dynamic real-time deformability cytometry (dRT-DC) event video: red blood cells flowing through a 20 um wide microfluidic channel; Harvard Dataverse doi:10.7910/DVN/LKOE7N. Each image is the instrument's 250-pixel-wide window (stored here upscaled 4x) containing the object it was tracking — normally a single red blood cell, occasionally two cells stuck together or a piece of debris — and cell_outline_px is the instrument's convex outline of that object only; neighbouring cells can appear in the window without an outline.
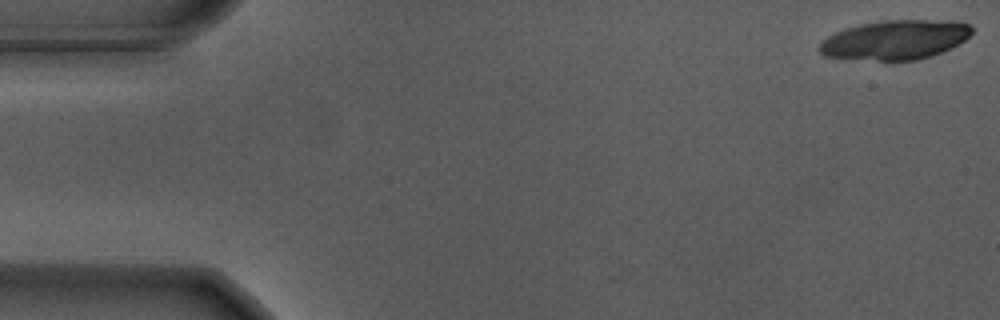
{"species": "Egyptian fruit bat (a non-hibernating species)", "species_latin": "Rousettus aegyptiacus", "temperature_condition": "warm", "stored_images_in_passage": 19, "camera_frame_rate_fps": 3000, "um_per_image_px": 0.085, "animal": {"sex": "male"}, "frame": {"image": 1, "passage_image": 1, "time_ms": 0.0, "image_size_px": [1000, 320], "cell_outline_px": [[972, 32], [964, 40], [940, 52], [916, 60], [876, 60], [824, 56], [816, 48], [828, 36], [836, 32], [860, 24], [884, 20], [924, 20], [968, 24], [972, 28]], "centroid_in_image_um": [76.02, 3.39], "position_along_channel_um": 9.0, "area_um2": 34.1}}